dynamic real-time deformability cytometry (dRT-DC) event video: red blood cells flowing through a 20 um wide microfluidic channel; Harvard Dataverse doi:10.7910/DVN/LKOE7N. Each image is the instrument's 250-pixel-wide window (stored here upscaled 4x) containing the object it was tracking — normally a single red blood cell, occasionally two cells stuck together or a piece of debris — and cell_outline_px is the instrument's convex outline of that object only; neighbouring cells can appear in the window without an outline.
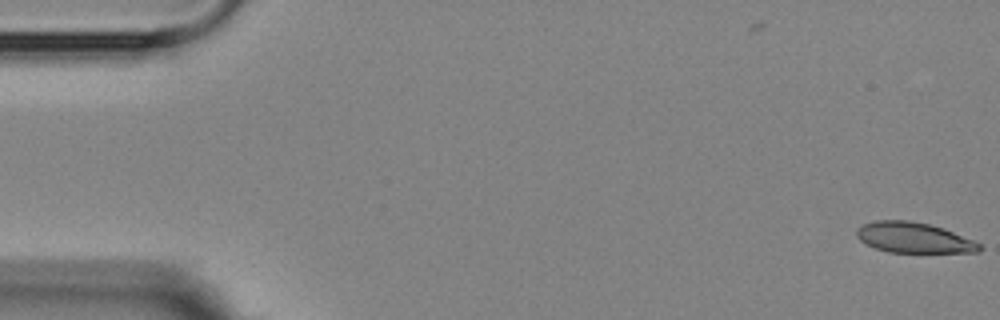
{"species": "Egyptian fruit bat (a non-hibernating species)", "species_latin": "Rousettus aegyptiacus", "temperature_condition": "room temperature", "stored_images_in_passage": 5, "camera_frame_rate_fps": 3000, "um_per_image_px": 0.085, "animal": {"sex": "female"}, "frame": {"image": 1, "passage_image": 1, "time_ms": 0.0, "image_size_px": [1000, 320], "cell_outline_px": [[984, 248], [980, 252], [888, 252], [876, 248], [860, 240], [856, 236], [856, 228], [864, 224], [876, 220], [908, 220], [928, 224], [944, 228], [972, 240], [980, 244]], "centroid_in_image_um": [77.67, 20.2], "position_along_channel_um": 7.3, "area_um2": 21.68}}
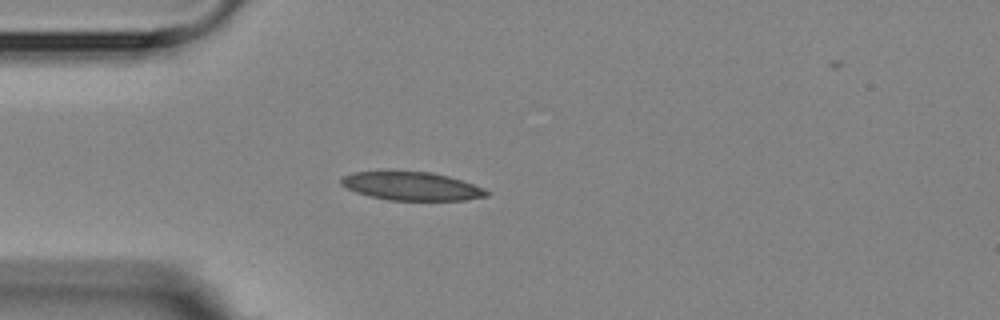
{"frame": {"image": 2, "passage_image": 5, "time_ms": 4.667, "image_size_px": [1000, 320], "cell_outline_px": [[488, 196], [464, 200], [388, 200], [368, 196], [356, 192], [340, 184], [340, 176], [352, 172], [388, 168], [432, 172], [448, 176], [484, 188], [488, 192]], "centroid_in_image_um": [34.87, 15.77], "position_along_channel_um": 50.1, "area_um2": 25.03}}